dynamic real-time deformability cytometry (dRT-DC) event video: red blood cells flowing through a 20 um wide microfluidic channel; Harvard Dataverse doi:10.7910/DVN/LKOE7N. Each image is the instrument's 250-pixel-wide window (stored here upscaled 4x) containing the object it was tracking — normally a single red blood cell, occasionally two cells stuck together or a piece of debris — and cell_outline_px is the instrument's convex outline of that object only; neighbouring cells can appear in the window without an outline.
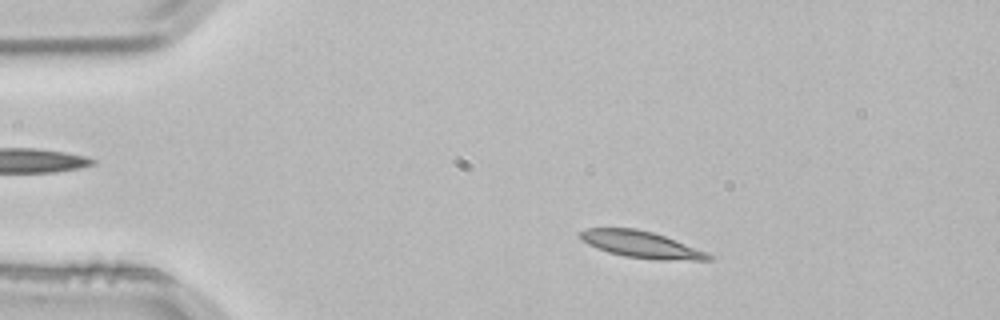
{"species": "common noctule bat (a hibernating species)", "species_latin": "Nyctalus noctula", "temperature_condition": "room temperature", "stored_images_in_passage": 2, "camera_frame_rate_fps": 3000, "um_per_image_px": 0.085, "animal": {"sex": "male", "body_mass_g": 21.5, "forearm_length_mm": 52.0}, "frame": {"image": 1, "passage_image": 1, "time_ms": 0.0, "image_size_px": [1000, 320], "cell_outline_px": [[716, 256], [712, 260], [660, 260], [624, 256], [608, 252], [588, 244], [576, 236], [576, 232], [584, 228], [636, 228], [652, 232], [664, 236], [708, 252]], "centroid_in_image_um": [54.48, 20.78], "position_along_channel_um": 30.5, "area_um2": 20.17}}